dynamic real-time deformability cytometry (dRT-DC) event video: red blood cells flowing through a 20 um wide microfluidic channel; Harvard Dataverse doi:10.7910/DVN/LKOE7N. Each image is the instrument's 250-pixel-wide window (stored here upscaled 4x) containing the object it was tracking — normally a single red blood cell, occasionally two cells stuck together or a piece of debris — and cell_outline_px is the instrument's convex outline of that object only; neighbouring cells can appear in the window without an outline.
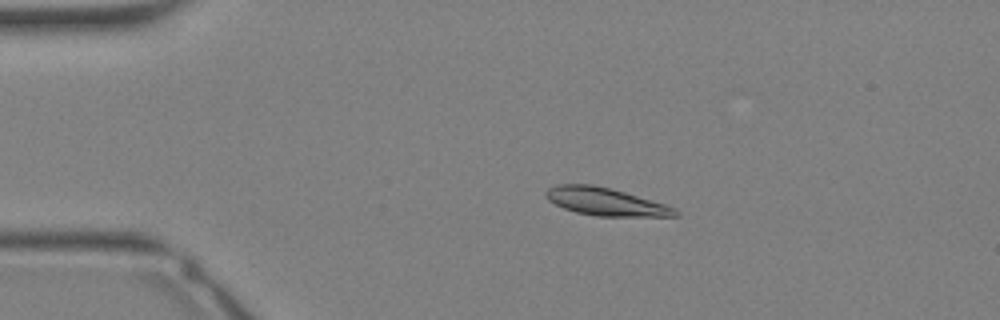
{"species": "Egyptian fruit bat (a non-hibernating species)", "species_latin": "Rousettus aegyptiacus", "temperature_condition": "warm", "stored_images_in_passage": 33, "camera_frame_rate_fps": 3000, "um_per_image_px": 0.085, "animal": {"sex": "female"}, "frame": {"image": 1, "passage_image": 6, "time_ms": 1.667, "image_size_px": [1000, 320], "cell_outline_px": [[680, 216], [596, 216], [576, 212], [564, 208], [548, 200], [544, 196], [544, 192], [548, 188], [556, 184], [592, 184], [612, 188], [664, 204], [676, 208], [680, 212]], "centroid_in_image_um": [51.46, 17.13], "position_along_channel_um": 33.5, "area_um2": 20.98}}
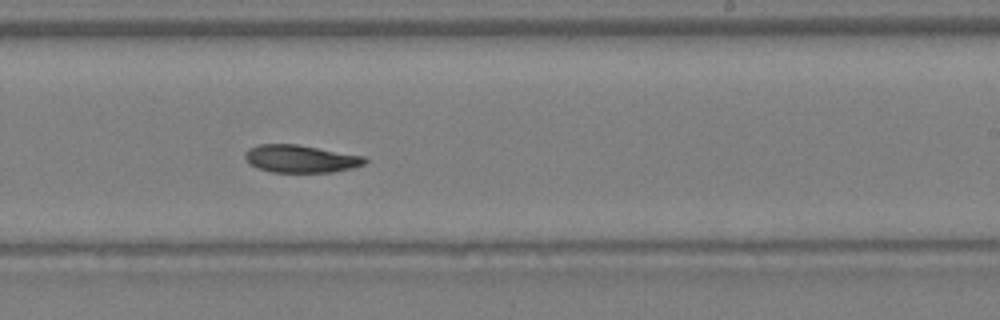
{"frame": {"image": 2, "passage_image": 20, "time_ms": 6.333, "image_size_px": [1000, 320], "cell_outline_px": [[368, 160], [364, 164], [352, 168], [332, 172], [272, 172], [256, 168], [248, 164], [244, 160], [244, 152], [248, 148], [260, 144], [296, 144], [364, 156]], "centroid_in_image_um": [25.49, 13.5], "position_along_channel_um": 263.5, "area_um2": 19.42}}
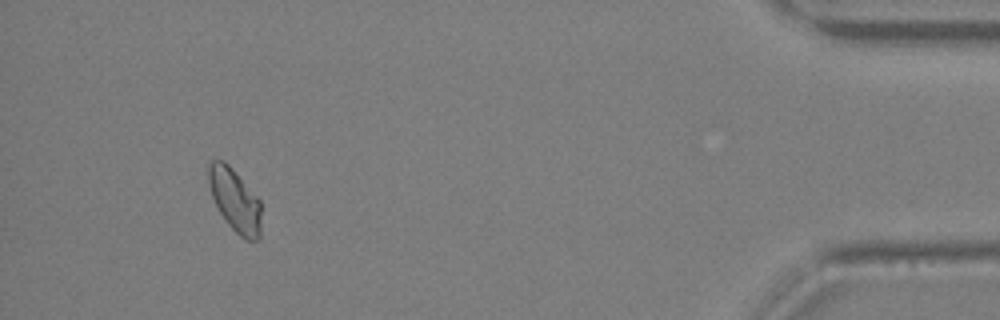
{"frame": {"image": 3, "passage_image": 31, "time_ms": 10.0, "image_size_px": [1000, 320], "cell_outline_px": [[260, 240], [244, 240], [228, 224], [220, 212], [212, 196], [208, 184], [208, 164], [212, 160], [224, 160], [232, 168], [260, 200]], "centroid_in_image_um": [19.96, 17.01], "position_along_channel_um": 415.2, "area_um2": 19.19}}